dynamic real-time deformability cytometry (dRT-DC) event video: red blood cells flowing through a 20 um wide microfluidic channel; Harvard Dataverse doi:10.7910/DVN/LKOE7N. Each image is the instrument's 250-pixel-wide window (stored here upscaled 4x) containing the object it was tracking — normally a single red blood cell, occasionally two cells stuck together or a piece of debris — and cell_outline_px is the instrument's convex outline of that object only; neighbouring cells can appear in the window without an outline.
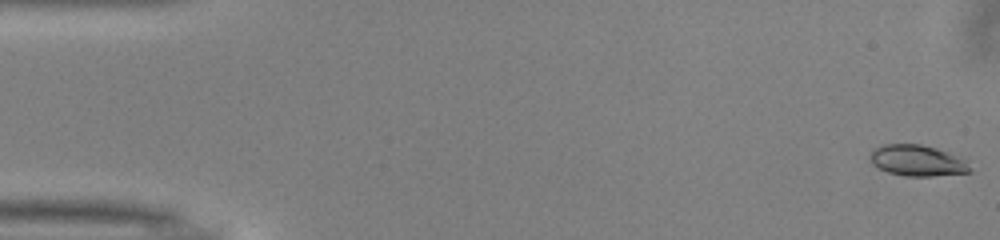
{"species": "common noctule bat (a hibernating species)", "species_latin": "Nyctalus noctula", "temperature_condition": "warm", "stored_images_in_passage": 51, "camera_frame_rate_fps": 3000, "um_per_image_px": 0.085, "animal": {"sex": "male", "body_mass_g": 13.0, "forearm_length_mm": 53.1}, "frame": {"image": 1, "passage_image": 1, "time_ms": 0.0, "image_size_px": [1000, 240], "cell_outline_px": [[972, 172], [932, 176], [904, 176], [888, 172], [872, 164], [872, 152], [876, 148], [884, 144], [920, 144], [936, 148], [948, 152], [964, 160], [972, 168]], "centroid_in_image_um": [78.01, 13.66], "position_along_channel_um": 7.0, "area_um2": 17.8}}
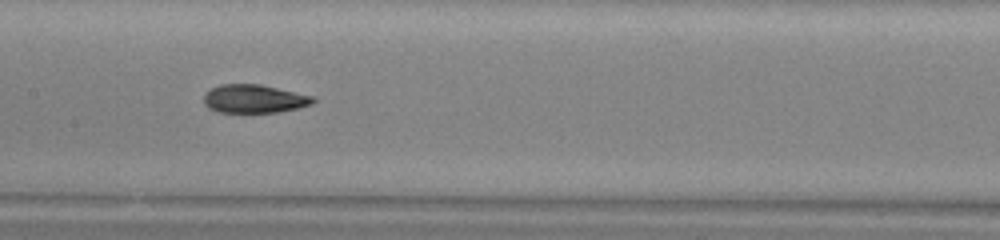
{"frame": {"image": 2, "passage_image": 25, "time_ms": 8.0, "image_size_px": [1000, 240], "cell_outline_px": [[316, 100], [312, 104], [296, 108], [276, 112], [216, 112], [208, 108], [204, 104], [204, 92], [220, 84], [260, 84], [312, 96]], "centroid_in_image_um": [21.55, 8.39], "position_along_channel_um": 185.9, "area_um2": 17.98}}
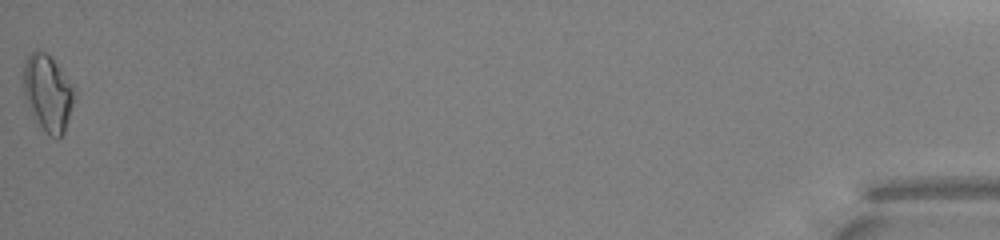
{"frame": {"image": 3, "passage_image": 51, "time_ms": 16.667, "image_size_px": [1000, 240], "cell_outline_px": [[76, 96], [64, 132], [56, 140], [44, 132], [32, 112], [24, 96], [24, 64], [28, 56], [36, 48], [40, 48], [56, 64], [76, 92]], "centroid_in_image_um": [4.07, 7.92], "position_along_channel_um": 431.1, "area_um2": 22.25}, "authors_computed_cell_mechanics": {"area_um2": 18.496, "velocity_mm_per_s": 4.0517, "shape_relaxation_time_tau1_ms": 7.0263, "shape_relaxation_time_tau2_ms": 2.6937, "deformation_change_tau1": 0.1831, "deformation_change_tau2": 0.0933}}